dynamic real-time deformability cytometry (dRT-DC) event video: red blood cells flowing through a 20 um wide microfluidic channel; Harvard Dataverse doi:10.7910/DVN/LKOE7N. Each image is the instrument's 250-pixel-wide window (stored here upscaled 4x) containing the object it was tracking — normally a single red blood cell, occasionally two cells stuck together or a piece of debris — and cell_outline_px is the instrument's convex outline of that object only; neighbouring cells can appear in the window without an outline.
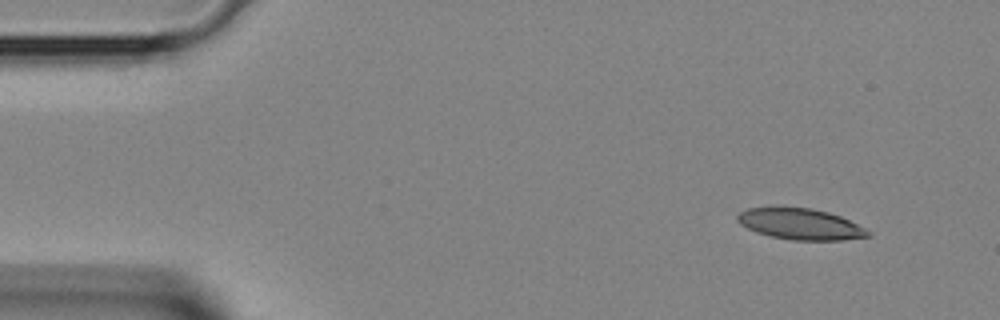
{"species": "Egyptian fruit bat (a non-hibernating species)", "species_latin": "Rousettus aegyptiacus", "temperature_condition": "room temperature", "stored_images_in_passage": 3, "camera_frame_rate_fps": 3000, "um_per_image_px": 0.085, "animal": {"sex": "female"}, "frame": {"image": 1, "passage_image": 1, "time_ms": 0.0, "image_size_px": [1000, 320], "cell_outline_px": [[872, 236], [844, 240], [792, 240], [772, 236], [756, 232], [740, 224], [736, 220], [736, 216], [740, 212], [748, 208], [808, 208], [828, 212], [840, 216], [864, 228]], "centroid_in_image_um": [68.02, 19.06], "position_along_channel_um": 17.0, "area_um2": 23.24}}
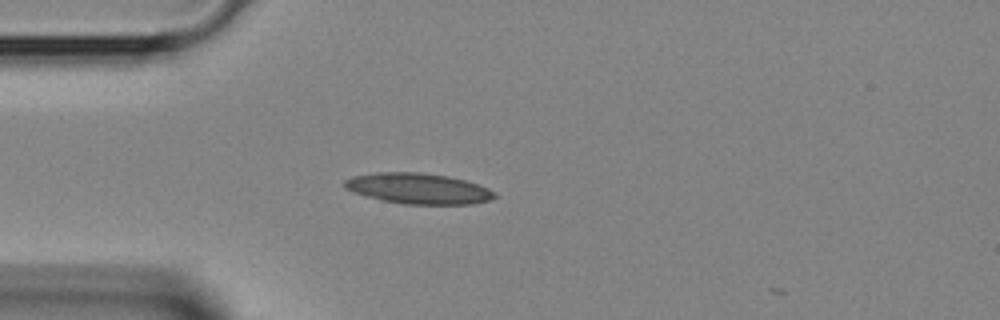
{"frame": {"image": 2, "passage_image": 3, "time_ms": 0.667, "image_size_px": [1000, 320], "cell_outline_px": [[496, 196], [492, 200], [472, 204], [404, 204], [380, 200], [344, 188], [344, 180], [352, 176], [380, 172], [416, 172], [448, 176], [464, 180], [488, 188], [496, 192]], "centroid_in_image_um": [35.57, 16.03], "position_along_channel_um": 49.4, "area_um2": 26.7}}